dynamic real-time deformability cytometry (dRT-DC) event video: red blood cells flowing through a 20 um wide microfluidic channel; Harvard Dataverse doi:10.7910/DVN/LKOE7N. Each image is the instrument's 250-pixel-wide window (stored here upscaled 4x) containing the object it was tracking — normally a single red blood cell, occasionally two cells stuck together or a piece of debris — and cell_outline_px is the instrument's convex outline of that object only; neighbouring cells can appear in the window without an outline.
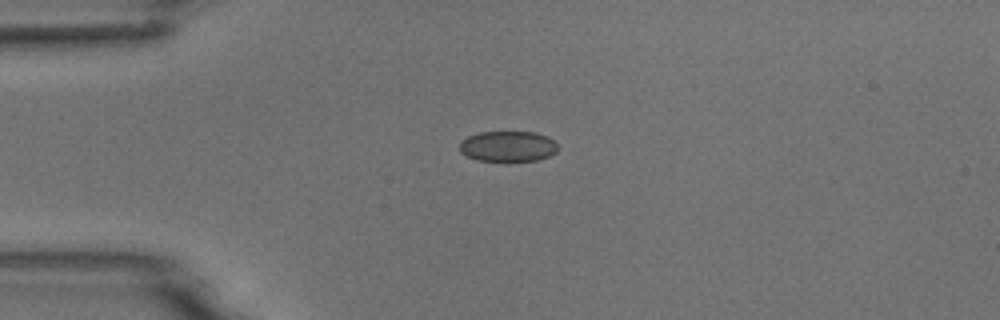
{"species": "common noctule bat (a hibernating species)", "species_latin": "Nyctalus noctula", "temperature_condition": "room temperature", "stored_images_in_passage": 8, "camera_frame_rate_fps": 3000, "um_per_image_px": 0.085, "animal": {"sex": "male", "body_mass_g": 18.8}, "frame": {"image": 1, "passage_image": 1, "time_ms": 0.0, "image_size_px": [1000, 320], "cell_outline_px": [[556, 152], [548, 156], [536, 160], [476, 160], [460, 152], [460, 140], [468, 136], [480, 132], [536, 132], [548, 136], [556, 144]], "centroid_in_image_um": [43.14, 12.42], "position_along_channel_um": 41.9, "area_um2": 17.28}}
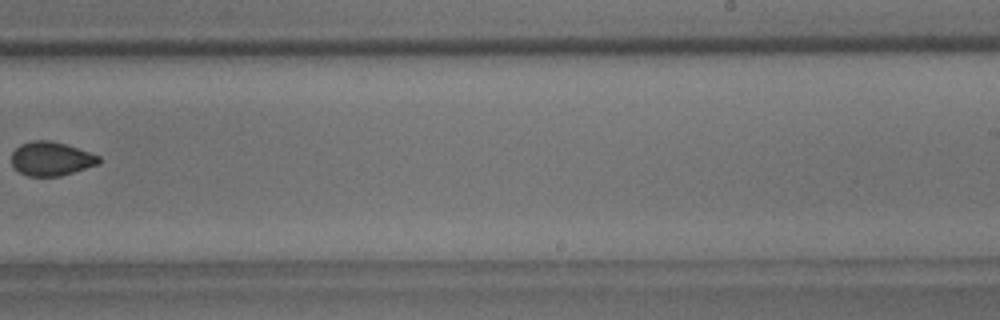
{"frame": {"image": 2, "passage_image": 7, "time_ms": 7.0, "image_size_px": [1000, 320], "cell_outline_px": [[100, 164], [60, 176], [28, 176], [20, 172], [12, 164], [12, 152], [20, 144], [32, 140], [52, 140], [100, 156]], "centroid_in_image_um": [4.34, 13.49], "position_along_channel_um": 284.7, "area_um2": 17.17}}
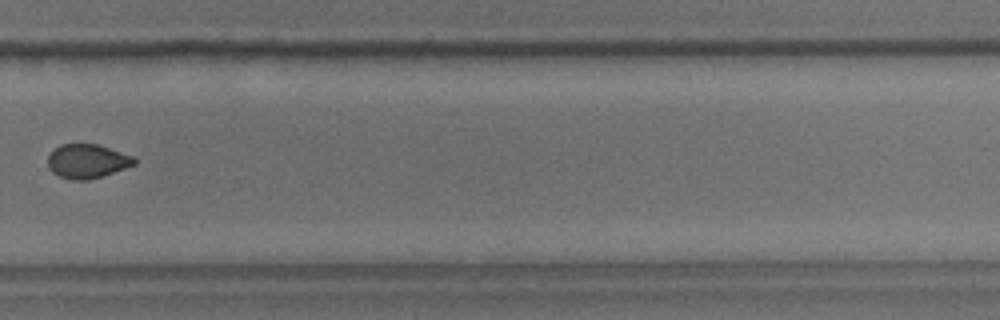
{"frame": {"image": 3, "passage_image": 8, "time_ms": 8.0, "image_size_px": [1000, 320], "cell_outline_px": [[136, 164], [88, 180], [72, 180], [60, 176], [52, 172], [48, 168], [48, 156], [60, 144], [96, 144], [132, 156], [136, 160]], "centroid_in_image_um": [7.38, 13.7], "position_along_channel_um": 322.4, "area_um2": 16.82}}